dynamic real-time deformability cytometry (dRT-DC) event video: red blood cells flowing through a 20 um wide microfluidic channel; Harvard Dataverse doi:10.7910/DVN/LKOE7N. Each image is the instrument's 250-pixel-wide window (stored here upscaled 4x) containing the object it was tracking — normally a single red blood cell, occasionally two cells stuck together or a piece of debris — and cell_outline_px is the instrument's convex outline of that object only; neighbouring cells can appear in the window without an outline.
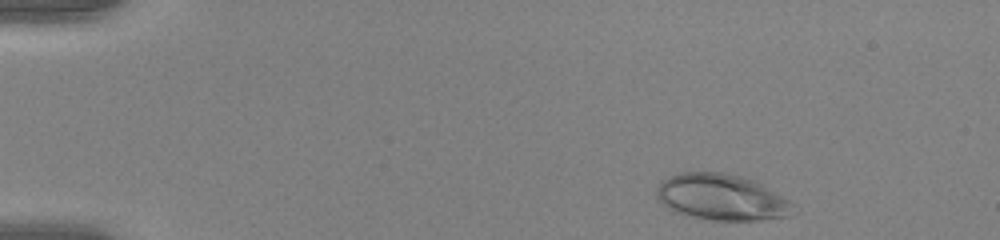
{"species": "human", "species_latin": "Homo sapiens", "temperature_condition": "warm", "stored_images_in_passage": 47, "camera_frame_rate_fps": 3000, "um_per_image_px": 0.085, "donor": {"sex": "female"}, "frame": {"image": 1, "passage_image": 2, "time_ms": 0.333, "image_size_px": [1000, 240], "cell_outline_px": [[796, 204], [788, 216], [764, 220], [712, 220], [692, 216], [676, 212], [668, 208], [656, 196], [656, 188], [660, 180], [668, 176], [680, 172], [724, 172], [744, 176], [756, 180], [764, 184]], "centroid_in_image_um": [61.35, 16.74], "position_along_channel_um": 23.6, "area_um2": 37.17}}
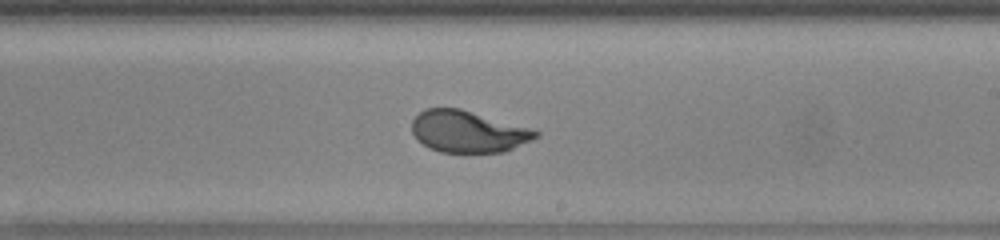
{"frame": {"image": 2, "passage_image": 27, "time_ms": 8.667, "image_size_px": [1000, 240], "cell_outline_px": [[540, 136], [532, 140], [504, 152], [440, 152], [428, 148], [412, 132], [412, 120], [424, 108], [460, 108], [536, 128], [540, 132]], "centroid_in_image_um": [39.86, 11.17], "position_along_channel_um": 249.1, "area_um2": 30.46}}
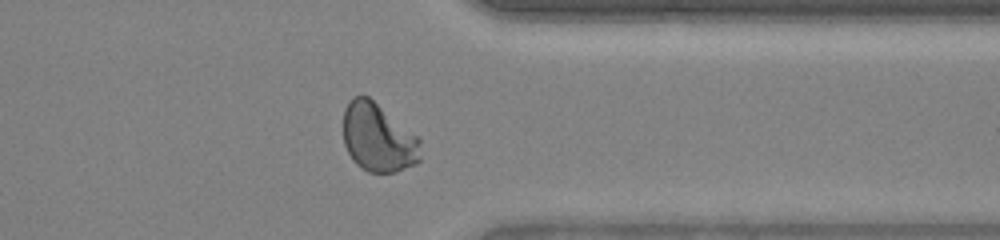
{"frame": {"image": 3, "passage_image": 37, "time_ms": 12.0, "image_size_px": [1000, 240], "cell_outline_px": [[420, 160], [416, 164], [396, 172], [368, 172], [360, 168], [352, 160], [344, 144], [344, 108], [352, 96], [368, 96], [420, 136]], "centroid_in_image_um": [32.16, 11.7], "position_along_channel_um": 379.2, "area_um2": 31.27}, "authors_computed_cell_mechanics": {"area_um2": 31.4432, "velocity_mm_per_s": 3.9756, "shape_relaxation_time_tau1_ms": 5.1379, "shape_relaxation_time_tau2_ms": null, "deformation_change_tau1": 0.2448, "deformation_change_tau2": null}}